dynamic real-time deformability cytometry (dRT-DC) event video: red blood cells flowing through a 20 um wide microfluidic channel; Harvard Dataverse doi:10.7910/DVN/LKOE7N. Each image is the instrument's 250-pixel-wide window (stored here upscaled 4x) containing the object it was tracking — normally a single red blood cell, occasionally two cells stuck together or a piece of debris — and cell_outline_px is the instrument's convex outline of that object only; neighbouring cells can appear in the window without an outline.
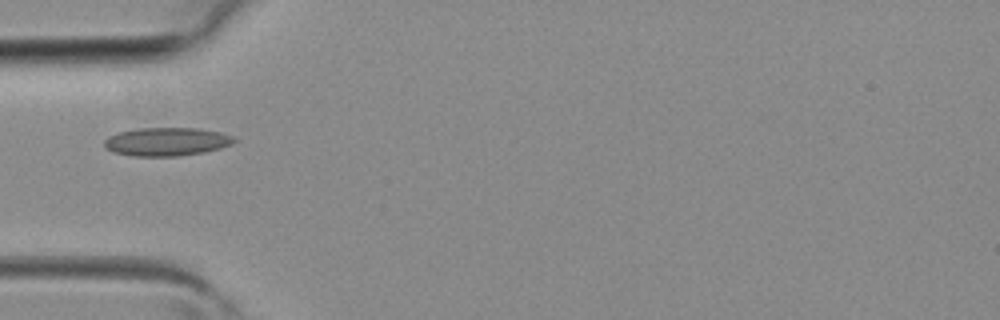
{"species": "common noctule bat (a hibernating species)", "species_latin": "Nyctalus noctula", "temperature_condition": "room temperature", "stored_images_in_passage": 1, "camera_frame_rate_fps": 3000, "um_per_image_px": 0.085, "animal": {"sex": "female", "body_mass_g": 19.3, "forearm_length_mm": 54.1}, "frame": {"image": 1, "passage_image": 1, "time_ms": 0.0, "image_size_px": [1000, 320], "cell_outline_px": [[236, 140], [232, 144], [220, 148], [204, 152], [176, 156], [132, 156], [112, 152], [104, 148], [104, 140], [108, 136], [120, 132], [140, 128], [200, 128], [220, 132], [232, 136]], "centroid_in_image_um": [14.14, 12.04], "position_along_channel_um": 70.9, "area_um2": 21.5}}